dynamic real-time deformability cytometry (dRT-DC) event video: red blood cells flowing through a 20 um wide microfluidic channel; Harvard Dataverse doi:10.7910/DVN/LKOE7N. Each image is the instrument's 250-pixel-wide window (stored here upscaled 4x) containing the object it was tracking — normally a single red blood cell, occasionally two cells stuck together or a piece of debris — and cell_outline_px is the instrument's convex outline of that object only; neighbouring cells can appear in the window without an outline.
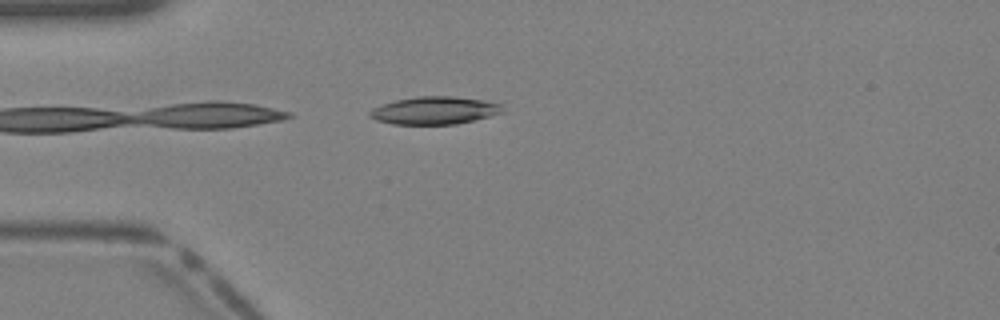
{"species": "Egyptian fruit bat (a non-hibernating species)", "species_latin": "Rousettus aegyptiacus", "temperature_condition": "warm", "stored_images_in_passage": 12, "camera_frame_rate_fps": 3000, "um_per_image_px": 0.085, "animal": {"sex": "female"}, "frame": {"image": 1, "passage_image": 1, "time_ms": 0.0, "image_size_px": [1000, 320], "cell_outline_px": [[504, 112], [456, 124], [392, 124], [376, 120], [368, 116], [368, 112], [372, 108], [396, 100], [420, 96], [452, 96], [484, 100], [500, 104]], "centroid_in_image_um": [36.9, 9.39], "position_along_channel_um": 48.1, "area_um2": 21.21}}
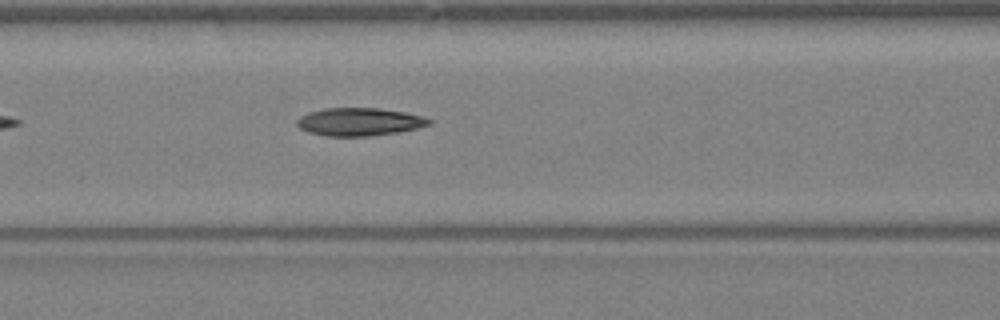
{"frame": {"image": 2, "passage_image": 7, "time_ms": 2.0, "image_size_px": [1000, 320], "cell_outline_px": [[432, 124], [416, 128], [396, 132], [368, 136], [328, 136], [308, 132], [300, 128], [296, 124], [296, 120], [300, 116], [308, 112], [324, 108], [380, 108], [404, 112], [420, 116], [432, 120]], "centroid_in_image_um": [30.5, 10.35], "position_along_channel_um": 136.1, "area_um2": 21.39}}
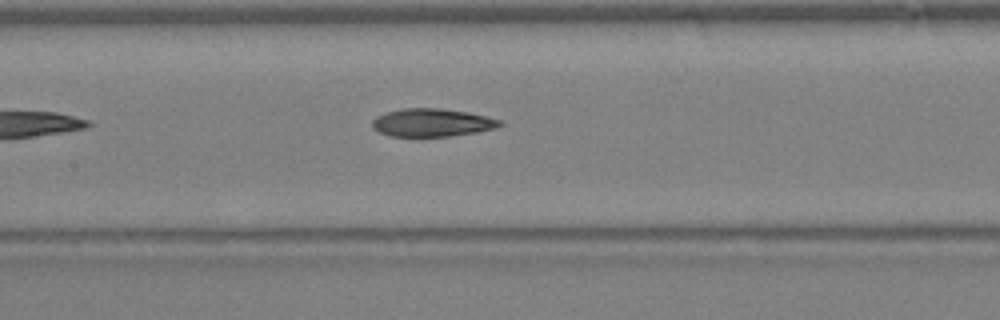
{"frame": {"image": 3, "passage_image": 9, "time_ms": 2.667, "image_size_px": [1000, 320], "cell_outline_px": [[504, 124], [496, 128], [476, 132], [448, 136], [388, 136], [372, 128], [372, 120], [376, 116], [384, 112], [404, 108], [440, 108], [468, 112], [500, 120]], "centroid_in_image_um": [36.68, 10.41], "position_along_channel_um": 170.7, "area_um2": 20.81}}